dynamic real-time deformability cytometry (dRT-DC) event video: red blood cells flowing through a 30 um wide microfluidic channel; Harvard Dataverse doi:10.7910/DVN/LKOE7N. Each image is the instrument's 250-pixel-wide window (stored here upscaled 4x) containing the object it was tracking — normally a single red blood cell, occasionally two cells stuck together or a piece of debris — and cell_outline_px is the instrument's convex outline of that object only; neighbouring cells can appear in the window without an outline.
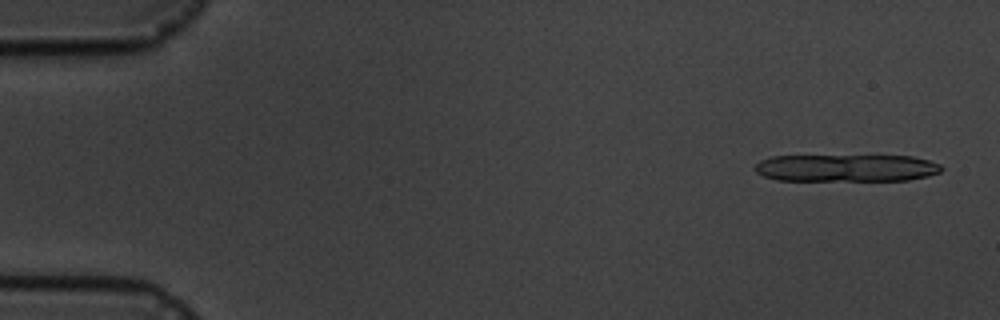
{"species": "common noctule bat (a hibernating species)", "species_latin": "Nyctalus noctula", "temperature_condition": "cold", "stored_images_in_passage": 16, "camera_frame_rate_fps": 3000, "um_per_image_px": 0.085, "animal": {"sex": "male", "body_mass_g": 19.5, "forearm_length_mm": 54.6}, "frame": {"image": 1, "passage_image": 1, "time_ms": 0.0, "image_size_px": [1000, 320], "cell_outline_px": [[944, 168], [940, 172], [928, 176], [908, 180], [776, 180], [764, 176], [756, 172], [756, 164], [760, 160], [772, 156], [912, 156], [928, 160], [940, 164]], "centroid_in_image_um": [71.96, 14.27], "position_along_channel_um": 13.0, "area_um2": 29.59}}
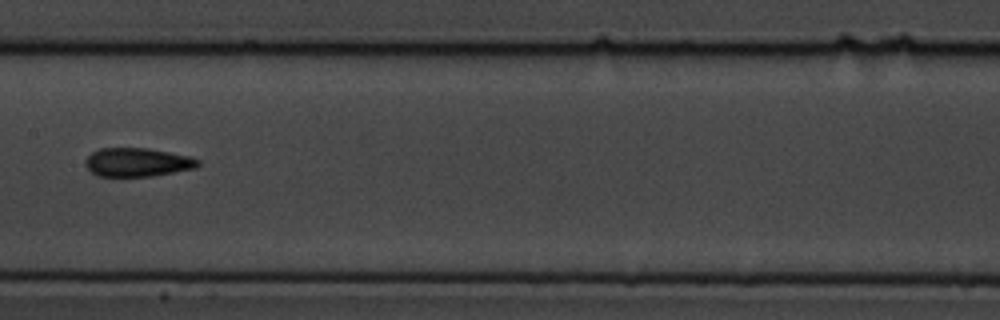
{"frame": {"image": 2, "passage_image": 8, "time_ms": 9.0, "image_size_px": [1000, 320], "cell_outline_px": [[200, 164], [196, 168], [152, 176], [96, 176], [84, 164], [84, 160], [92, 152], [100, 148], [148, 148], [188, 156], [200, 160]], "centroid_in_image_um": [11.66, 13.79], "position_along_channel_um": 195.7, "area_um2": 18.79}}
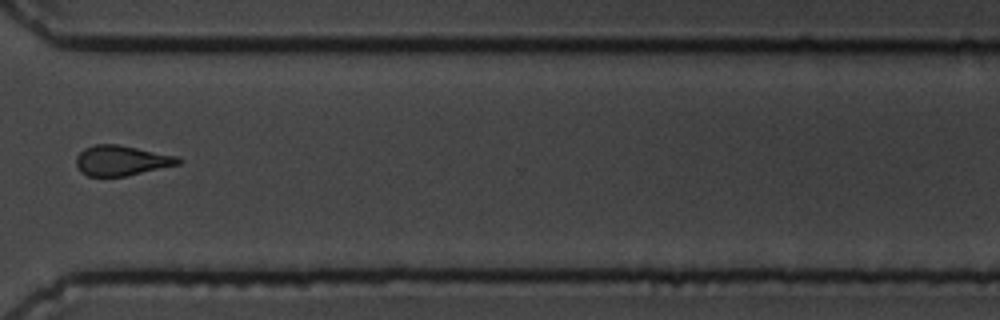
{"frame": {"image": 3, "passage_image": 12, "time_ms": 13.667, "image_size_px": [1000, 320], "cell_outline_px": [[184, 160], [180, 164], [124, 176], [88, 176], [80, 172], [76, 168], [76, 156], [84, 148], [96, 144], [116, 144], [180, 156]], "centroid_in_image_um": [10.33, 13.64], "position_along_channel_um": 360.3, "area_um2": 18.03}, "authors_computed_cell_mechanics": {"area_um2": 18.3226, "velocity_mm_per_s": 3.539, "shape_relaxation_time_tau1_ms": 6.0821, "shape_relaxation_time_tau2_ms": 4.315, "deformation_change_tau1": 0.1447, "deformation_change_tau2": 0.1272}}